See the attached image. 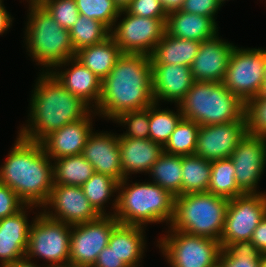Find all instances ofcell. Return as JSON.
Returning a JSON list of instances; mask_svg holds the SVG:
<instances>
[{
  "label": "cell",
  "instance_id": "36",
  "mask_svg": "<svg viewBox=\"0 0 266 267\" xmlns=\"http://www.w3.org/2000/svg\"><path fill=\"white\" fill-rule=\"evenodd\" d=\"M199 129L200 125L196 122L182 118L165 144L164 152L180 156L194 155Z\"/></svg>",
  "mask_w": 266,
  "mask_h": 267
},
{
  "label": "cell",
  "instance_id": "16",
  "mask_svg": "<svg viewBox=\"0 0 266 267\" xmlns=\"http://www.w3.org/2000/svg\"><path fill=\"white\" fill-rule=\"evenodd\" d=\"M246 134V116L235 122L200 126L194 155L208 161L230 158Z\"/></svg>",
  "mask_w": 266,
  "mask_h": 267
},
{
  "label": "cell",
  "instance_id": "2",
  "mask_svg": "<svg viewBox=\"0 0 266 267\" xmlns=\"http://www.w3.org/2000/svg\"><path fill=\"white\" fill-rule=\"evenodd\" d=\"M31 94L28 122L18 135L40 142L52 131L83 119L92 108L80 97L71 94L51 74L40 72Z\"/></svg>",
  "mask_w": 266,
  "mask_h": 267
},
{
  "label": "cell",
  "instance_id": "32",
  "mask_svg": "<svg viewBox=\"0 0 266 267\" xmlns=\"http://www.w3.org/2000/svg\"><path fill=\"white\" fill-rule=\"evenodd\" d=\"M159 105L161 104L154 102L149 106V139L164 147L183 115L177 104L176 112L167 108L160 109Z\"/></svg>",
  "mask_w": 266,
  "mask_h": 267
},
{
  "label": "cell",
  "instance_id": "35",
  "mask_svg": "<svg viewBox=\"0 0 266 267\" xmlns=\"http://www.w3.org/2000/svg\"><path fill=\"white\" fill-rule=\"evenodd\" d=\"M261 253L250 241L227 243L219 256L220 267H260Z\"/></svg>",
  "mask_w": 266,
  "mask_h": 267
},
{
  "label": "cell",
  "instance_id": "3",
  "mask_svg": "<svg viewBox=\"0 0 266 267\" xmlns=\"http://www.w3.org/2000/svg\"><path fill=\"white\" fill-rule=\"evenodd\" d=\"M11 149L0 167V183L16 192L26 205L42 208L54 184L53 161L40 142L19 135Z\"/></svg>",
  "mask_w": 266,
  "mask_h": 267
},
{
  "label": "cell",
  "instance_id": "20",
  "mask_svg": "<svg viewBox=\"0 0 266 267\" xmlns=\"http://www.w3.org/2000/svg\"><path fill=\"white\" fill-rule=\"evenodd\" d=\"M62 66L64 68L68 66V68L58 69ZM50 73L65 89L80 97L93 110L97 107L101 96L102 80L75 57L57 65Z\"/></svg>",
  "mask_w": 266,
  "mask_h": 267
},
{
  "label": "cell",
  "instance_id": "8",
  "mask_svg": "<svg viewBox=\"0 0 266 267\" xmlns=\"http://www.w3.org/2000/svg\"><path fill=\"white\" fill-rule=\"evenodd\" d=\"M157 241L170 267H217L222 250L220 241L172 230Z\"/></svg>",
  "mask_w": 266,
  "mask_h": 267
},
{
  "label": "cell",
  "instance_id": "47",
  "mask_svg": "<svg viewBox=\"0 0 266 267\" xmlns=\"http://www.w3.org/2000/svg\"><path fill=\"white\" fill-rule=\"evenodd\" d=\"M167 13L180 10L184 0H160Z\"/></svg>",
  "mask_w": 266,
  "mask_h": 267
},
{
  "label": "cell",
  "instance_id": "44",
  "mask_svg": "<svg viewBox=\"0 0 266 267\" xmlns=\"http://www.w3.org/2000/svg\"><path fill=\"white\" fill-rule=\"evenodd\" d=\"M92 267H128L110 248L106 246L98 255Z\"/></svg>",
  "mask_w": 266,
  "mask_h": 267
},
{
  "label": "cell",
  "instance_id": "48",
  "mask_svg": "<svg viewBox=\"0 0 266 267\" xmlns=\"http://www.w3.org/2000/svg\"><path fill=\"white\" fill-rule=\"evenodd\" d=\"M4 267H41V266H38L37 264H35L33 260L31 261L30 259L23 257Z\"/></svg>",
  "mask_w": 266,
  "mask_h": 267
},
{
  "label": "cell",
  "instance_id": "12",
  "mask_svg": "<svg viewBox=\"0 0 266 267\" xmlns=\"http://www.w3.org/2000/svg\"><path fill=\"white\" fill-rule=\"evenodd\" d=\"M265 216L266 192L245 193L230 199L220 237L221 247L227 243L251 240L253 231Z\"/></svg>",
  "mask_w": 266,
  "mask_h": 267
},
{
  "label": "cell",
  "instance_id": "40",
  "mask_svg": "<svg viewBox=\"0 0 266 267\" xmlns=\"http://www.w3.org/2000/svg\"><path fill=\"white\" fill-rule=\"evenodd\" d=\"M247 132L266 137V97L256 96L245 104Z\"/></svg>",
  "mask_w": 266,
  "mask_h": 267
},
{
  "label": "cell",
  "instance_id": "19",
  "mask_svg": "<svg viewBox=\"0 0 266 267\" xmlns=\"http://www.w3.org/2000/svg\"><path fill=\"white\" fill-rule=\"evenodd\" d=\"M90 134L81 155L93 166L96 173H101L115 179L123 180L118 137L108 131Z\"/></svg>",
  "mask_w": 266,
  "mask_h": 267
},
{
  "label": "cell",
  "instance_id": "7",
  "mask_svg": "<svg viewBox=\"0 0 266 267\" xmlns=\"http://www.w3.org/2000/svg\"><path fill=\"white\" fill-rule=\"evenodd\" d=\"M229 199L210 192L183 194L174 199L172 230L220 241Z\"/></svg>",
  "mask_w": 266,
  "mask_h": 267
},
{
  "label": "cell",
  "instance_id": "28",
  "mask_svg": "<svg viewBox=\"0 0 266 267\" xmlns=\"http://www.w3.org/2000/svg\"><path fill=\"white\" fill-rule=\"evenodd\" d=\"M148 174L152 175V183L164 188L174 197L182 195V156L164 152L151 166Z\"/></svg>",
  "mask_w": 266,
  "mask_h": 267
},
{
  "label": "cell",
  "instance_id": "41",
  "mask_svg": "<svg viewBox=\"0 0 266 267\" xmlns=\"http://www.w3.org/2000/svg\"><path fill=\"white\" fill-rule=\"evenodd\" d=\"M125 10L147 18L167 19L168 15L160 0H132Z\"/></svg>",
  "mask_w": 266,
  "mask_h": 267
},
{
  "label": "cell",
  "instance_id": "45",
  "mask_svg": "<svg viewBox=\"0 0 266 267\" xmlns=\"http://www.w3.org/2000/svg\"><path fill=\"white\" fill-rule=\"evenodd\" d=\"M250 241L256 246L261 254L266 253V216L253 231Z\"/></svg>",
  "mask_w": 266,
  "mask_h": 267
},
{
  "label": "cell",
  "instance_id": "27",
  "mask_svg": "<svg viewBox=\"0 0 266 267\" xmlns=\"http://www.w3.org/2000/svg\"><path fill=\"white\" fill-rule=\"evenodd\" d=\"M122 54L113 38L109 36L100 43L78 50L75 58L103 80Z\"/></svg>",
  "mask_w": 266,
  "mask_h": 267
},
{
  "label": "cell",
  "instance_id": "13",
  "mask_svg": "<svg viewBox=\"0 0 266 267\" xmlns=\"http://www.w3.org/2000/svg\"><path fill=\"white\" fill-rule=\"evenodd\" d=\"M119 223L113 215H101L95 220L71 225L69 264L92 267Z\"/></svg>",
  "mask_w": 266,
  "mask_h": 267
},
{
  "label": "cell",
  "instance_id": "17",
  "mask_svg": "<svg viewBox=\"0 0 266 267\" xmlns=\"http://www.w3.org/2000/svg\"><path fill=\"white\" fill-rule=\"evenodd\" d=\"M92 109L83 119L68 123L45 136L40 144L47 156L53 161L62 157L80 155L93 130Z\"/></svg>",
  "mask_w": 266,
  "mask_h": 267
},
{
  "label": "cell",
  "instance_id": "18",
  "mask_svg": "<svg viewBox=\"0 0 266 267\" xmlns=\"http://www.w3.org/2000/svg\"><path fill=\"white\" fill-rule=\"evenodd\" d=\"M218 35L200 43L197 55L190 66L194 81L223 82L235 45Z\"/></svg>",
  "mask_w": 266,
  "mask_h": 267
},
{
  "label": "cell",
  "instance_id": "31",
  "mask_svg": "<svg viewBox=\"0 0 266 267\" xmlns=\"http://www.w3.org/2000/svg\"><path fill=\"white\" fill-rule=\"evenodd\" d=\"M208 192L229 200L245 194L236 182L235 168L230 158L211 161Z\"/></svg>",
  "mask_w": 266,
  "mask_h": 267
},
{
  "label": "cell",
  "instance_id": "29",
  "mask_svg": "<svg viewBox=\"0 0 266 267\" xmlns=\"http://www.w3.org/2000/svg\"><path fill=\"white\" fill-rule=\"evenodd\" d=\"M53 161L54 184L81 187L95 173L93 166L81 154Z\"/></svg>",
  "mask_w": 266,
  "mask_h": 267
},
{
  "label": "cell",
  "instance_id": "33",
  "mask_svg": "<svg viewBox=\"0 0 266 267\" xmlns=\"http://www.w3.org/2000/svg\"><path fill=\"white\" fill-rule=\"evenodd\" d=\"M69 33L75 52L100 43L110 36V30L104 24L81 14Z\"/></svg>",
  "mask_w": 266,
  "mask_h": 267
},
{
  "label": "cell",
  "instance_id": "15",
  "mask_svg": "<svg viewBox=\"0 0 266 267\" xmlns=\"http://www.w3.org/2000/svg\"><path fill=\"white\" fill-rule=\"evenodd\" d=\"M235 179L244 193H263L257 189L266 166V137L247 134L230 155Z\"/></svg>",
  "mask_w": 266,
  "mask_h": 267
},
{
  "label": "cell",
  "instance_id": "51",
  "mask_svg": "<svg viewBox=\"0 0 266 267\" xmlns=\"http://www.w3.org/2000/svg\"><path fill=\"white\" fill-rule=\"evenodd\" d=\"M260 267H266V253L261 254V263Z\"/></svg>",
  "mask_w": 266,
  "mask_h": 267
},
{
  "label": "cell",
  "instance_id": "50",
  "mask_svg": "<svg viewBox=\"0 0 266 267\" xmlns=\"http://www.w3.org/2000/svg\"><path fill=\"white\" fill-rule=\"evenodd\" d=\"M259 95L266 97V79H264V83H263V86H262V89Z\"/></svg>",
  "mask_w": 266,
  "mask_h": 267
},
{
  "label": "cell",
  "instance_id": "30",
  "mask_svg": "<svg viewBox=\"0 0 266 267\" xmlns=\"http://www.w3.org/2000/svg\"><path fill=\"white\" fill-rule=\"evenodd\" d=\"M182 173V195L208 191L211 161L197 155L182 156Z\"/></svg>",
  "mask_w": 266,
  "mask_h": 267
},
{
  "label": "cell",
  "instance_id": "34",
  "mask_svg": "<svg viewBox=\"0 0 266 267\" xmlns=\"http://www.w3.org/2000/svg\"><path fill=\"white\" fill-rule=\"evenodd\" d=\"M81 187L89 203L100 215H112L111 212L106 213L104 205L117 194L118 182L115 179L95 172Z\"/></svg>",
  "mask_w": 266,
  "mask_h": 267
},
{
  "label": "cell",
  "instance_id": "24",
  "mask_svg": "<svg viewBox=\"0 0 266 267\" xmlns=\"http://www.w3.org/2000/svg\"><path fill=\"white\" fill-rule=\"evenodd\" d=\"M218 24L211 17L187 13L182 10L169 12L166 32L180 39L202 42L218 34Z\"/></svg>",
  "mask_w": 266,
  "mask_h": 267
},
{
  "label": "cell",
  "instance_id": "54",
  "mask_svg": "<svg viewBox=\"0 0 266 267\" xmlns=\"http://www.w3.org/2000/svg\"><path fill=\"white\" fill-rule=\"evenodd\" d=\"M219 1V3L222 5V4H224V0H218Z\"/></svg>",
  "mask_w": 266,
  "mask_h": 267
},
{
  "label": "cell",
  "instance_id": "23",
  "mask_svg": "<svg viewBox=\"0 0 266 267\" xmlns=\"http://www.w3.org/2000/svg\"><path fill=\"white\" fill-rule=\"evenodd\" d=\"M123 179L134 173H148L164 153V147L150 139L118 137Z\"/></svg>",
  "mask_w": 266,
  "mask_h": 267
},
{
  "label": "cell",
  "instance_id": "22",
  "mask_svg": "<svg viewBox=\"0 0 266 267\" xmlns=\"http://www.w3.org/2000/svg\"><path fill=\"white\" fill-rule=\"evenodd\" d=\"M154 102L178 104L192 87L194 80L189 66L151 64Z\"/></svg>",
  "mask_w": 266,
  "mask_h": 267
},
{
  "label": "cell",
  "instance_id": "37",
  "mask_svg": "<svg viewBox=\"0 0 266 267\" xmlns=\"http://www.w3.org/2000/svg\"><path fill=\"white\" fill-rule=\"evenodd\" d=\"M81 15L104 24L109 30L121 17L120 9L114 0H75Z\"/></svg>",
  "mask_w": 266,
  "mask_h": 267
},
{
  "label": "cell",
  "instance_id": "14",
  "mask_svg": "<svg viewBox=\"0 0 266 267\" xmlns=\"http://www.w3.org/2000/svg\"><path fill=\"white\" fill-rule=\"evenodd\" d=\"M41 211L49 218L69 225L85 223L101 216L85 197L82 187L62 184H53Z\"/></svg>",
  "mask_w": 266,
  "mask_h": 267
},
{
  "label": "cell",
  "instance_id": "53",
  "mask_svg": "<svg viewBox=\"0 0 266 267\" xmlns=\"http://www.w3.org/2000/svg\"><path fill=\"white\" fill-rule=\"evenodd\" d=\"M264 79H266V49H265Z\"/></svg>",
  "mask_w": 266,
  "mask_h": 267
},
{
  "label": "cell",
  "instance_id": "11",
  "mask_svg": "<svg viewBox=\"0 0 266 267\" xmlns=\"http://www.w3.org/2000/svg\"><path fill=\"white\" fill-rule=\"evenodd\" d=\"M125 16L113 25L110 36L122 53L151 55L162 39L167 19L147 18L129 14L125 9L119 15Z\"/></svg>",
  "mask_w": 266,
  "mask_h": 267
},
{
  "label": "cell",
  "instance_id": "4",
  "mask_svg": "<svg viewBox=\"0 0 266 267\" xmlns=\"http://www.w3.org/2000/svg\"><path fill=\"white\" fill-rule=\"evenodd\" d=\"M124 178L118 183L115 199L112 201V215L121 223L147 227L152 223L169 225L174 216V199L167 190L152 182L129 184Z\"/></svg>",
  "mask_w": 266,
  "mask_h": 267
},
{
  "label": "cell",
  "instance_id": "1",
  "mask_svg": "<svg viewBox=\"0 0 266 267\" xmlns=\"http://www.w3.org/2000/svg\"><path fill=\"white\" fill-rule=\"evenodd\" d=\"M153 103L151 57L123 53L102 80L100 101L94 111L98 117L113 121L124 112L142 110Z\"/></svg>",
  "mask_w": 266,
  "mask_h": 267
},
{
  "label": "cell",
  "instance_id": "5",
  "mask_svg": "<svg viewBox=\"0 0 266 267\" xmlns=\"http://www.w3.org/2000/svg\"><path fill=\"white\" fill-rule=\"evenodd\" d=\"M27 2L29 12L24 33L27 52L38 66H43V73H50L57 65L75 57L70 33L38 1Z\"/></svg>",
  "mask_w": 266,
  "mask_h": 267
},
{
  "label": "cell",
  "instance_id": "38",
  "mask_svg": "<svg viewBox=\"0 0 266 267\" xmlns=\"http://www.w3.org/2000/svg\"><path fill=\"white\" fill-rule=\"evenodd\" d=\"M114 122L127 126L126 132L120 134L124 138L149 139V107L142 110L124 112Z\"/></svg>",
  "mask_w": 266,
  "mask_h": 267
},
{
  "label": "cell",
  "instance_id": "6",
  "mask_svg": "<svg viewBox=\"0 0 266 267\" xmlns=\"http://www.w3.org/2000/svg\"><path fill=\"white\" fill-rule=\"evenodd\" d=\"M177 106L184 119L200 126L235 122L245 116V103L217 82L194 81Z\"/></svg>",
  "mask_w": 266,
  "mask_h": 267
},
{
  "label": "cell",
  "instance_id": "21",
  "mask_svg": "<svg viewBox=\"0 0 266 267\" xmlns=\"http://www.w3.org/2000/svg\"><path fill=\"white\" fill-rule=\"evenodd\" d=\"M37 207L25 205L16 214L0 219V267L25 257L32 224L27 212Z\"/></svg>",
  "mask_w": 266,
  "mask_h": 267
},
{
  "label": "cell",
  "instance_id": "9",
  "mask_svg": "<svg viewBox=\"0 0 266 267\" xmlns=\"http://www.w3.org/2000/svg\"><path fill=\"white\" fill-rule=\"evenodd\" d=\"M34 217L25 257L43 258L46 267L69 264L71 225L53 220L43 212Z\"/></svg>",
  "mask_w": 266,
  "mask_h": 267
},
{
  "label": "cell",
  "instance_id": "52",
  "mask_svg": "<svg viewBox=\"0 0 266 267\" xmlns=\"http://www.w3.org/2000/svg\"><path fill=\"white\" fill-rule=\"evenodd\" d=\"M54 267H87V266H80V265H73V264H65V265L54 266Z\"/></svg>",
  "mask_w": 266,
  "mask_h": 267
},
{
  "label": "cell",
  "instance_id": "10",
  "mask_svg": "<svg viewBox=\"0 0 266 267\" xmlns=\"http://www.w3.org/2000/svg\"><path fill=\"white\" fill-rule=\"evenodd\" d=\"M264 65L265 49H244L235 46L222 83L246 104L261 92L264 83Z\"/></svg>",
  "mask_w": 266,
  "mask_h": 267
},
{
  "label": "cell",
  "instance_id": "39",
  "mask_svg": "<svg viewBox=\"0 0 266 267\" xmlns=\"http://www.w3.org/2000/svg\"><path fill=\"white\" fill-rule=\"evenodd\" d=\"M38 2L60 26L68 30L80 15L75 0H38Z\"/></svg>",
  "mask_w": 266,
  "mask_h": 267
},
{
  "label": "cell",
  "instance_id": "49",
  "mask_svg": "<svg viewBox=\"0 0 266 267\" xmlns=\"http://www.w3.org/2000/svg\"><path fill=\"white\" fill-rule=\"evenodd\" d=\"M132 0H114L115 4L119 7L120 10H124Z\"/></svg>",
  "mask_w": 266,
  "mask_h": 267
},
{
  "label": "cell",
  "instance_id": "25",
  "mask_svg": "<svg viewBox=\"0 0 266 267\" xmlns=\"http://www.w3.org/2000/svg\"><path fill=\"white\" fill-rule=\"evenodd\" d=\"M145 228L119 223L111 233L108 246L128 267H140L143 259L146 237Z\"/></svg>",
  "mask_w": 266,
  "mask_h": 267
},
{
  "label": "cell",
  "instance_id": "42",
  "mask_svg": "<svg viewBox=\"0 0 266 267\" xmlns=\"http://www.w3.org/2000/svg\"><path fill=\"white\" fill-rule=\"evenodd\" d=\"M25 205L16 192L0 183V219L16 214Z\"/></svg>",
  "mask_w": 266,
  "mask_h": 267
},
{
  "label": "cell",
  "instance_id": "46",
  "mask_svg": "<svg viewBox=\"0 0 266 267\" xmlns=\"http://www.w3.org/2000/svg\"><path fill=\"white\" fill-rule=\"evenodd\" d=\"M13 17L5 8L3 2L0 4V35L2 36L4 32L8 31L12 26Z\"/></svg>",
  "mask_w": 266,
  "mask_h": 267
},
{
  "label": "cell",
  "instance_id": "43",
  "mask_svg": "<svg viewBox=\"0 0 266 267\" xmlns=\"http://www.w3.org/2000/svg\"><path fill=\"white\" fill-rule=\"evenodd\" d=\"M221 6L223 5L218 0H184L180 10L187 13L208 16L216 21L215 15H217Z\"/></svg>",
  "mask_w": 266,
  "mask_h": 267
},
{
  "label": "cell",
  "instance_id": "26",
  "mask_svg": "<svg viewBox=\"0 0 266 267\" xmlns=\"http://www.w3.org/2000/svg\"><path fill=\"white\" fill-rule=\"evenodd\" d=\"M201 42L176 38L166 31L150 55L151 64H180L191 66Z\"/></svg>",
  "mask_w": 266,
  "mask_h": 267
}]
</instances>
